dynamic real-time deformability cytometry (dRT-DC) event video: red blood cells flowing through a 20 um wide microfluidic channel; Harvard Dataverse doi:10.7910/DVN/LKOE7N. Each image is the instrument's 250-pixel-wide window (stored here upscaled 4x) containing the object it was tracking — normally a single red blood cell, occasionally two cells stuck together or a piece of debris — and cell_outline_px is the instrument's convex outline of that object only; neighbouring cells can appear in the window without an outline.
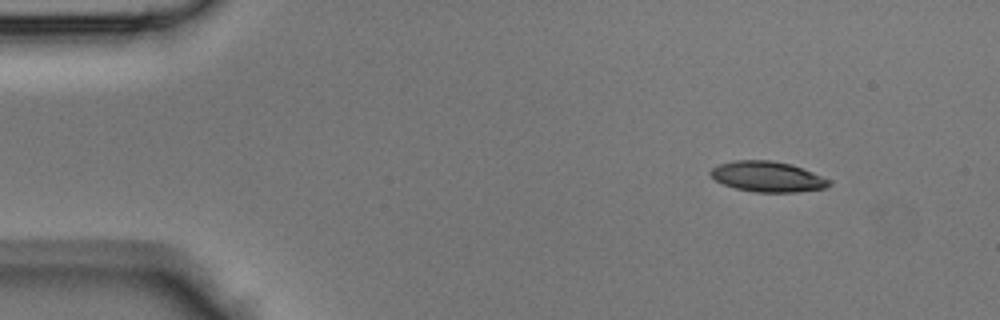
{"species": "Egyptian fruit bat (a non-hibernating species)", "species_latin": "Rousettus aegyptiacus", "temperature_condition": "room temperature", "stored_images_in_passage": 43, "camera_frame_rate_fps": 3000, "um_per_image_px": 0.085, "animal": {"sex": "male"}, "frame": {"image": 1, "passage_image": 4, "time_ms": 1.0, "image_size_px": [1000, 320], "cell_outline_px": [[832, 184], [824, 188], [796, 192], [756, 192], [736, 188], [724, 184], [716, 180], [708, 172], [712, 168], [720, 164], [736, 160], [772, 160], [792, 164], [832, 180]], "centroid_in_image_um": [65.27, 15.01], "position_along_channel_um": 19.7, "area_um2": 20.98}}
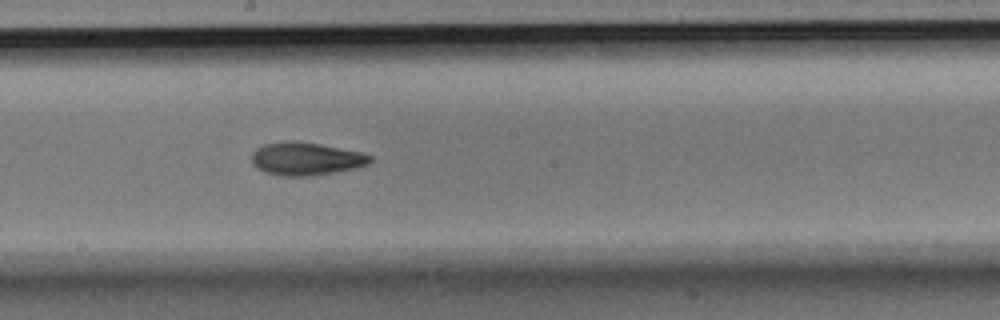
{"frame": {"image": 2, "passage_image": 23, "time_ms": 7.333, "image_size_px": [1000, 320], "cell_outline_px": [[372, 160], [368, 164], [356, 168], [312, 176], [280, 176], [264, 172], [256, 168], [252, 164], [252, 152], [256, 148], [264, 144], [288, 140], [296, 140], [320, 144], [360, 152], [372, 156]], "centroid_in_image_um": [25.97, 13.49], "position_along_channel_um": 222.2, "area_um2": 22.95}}
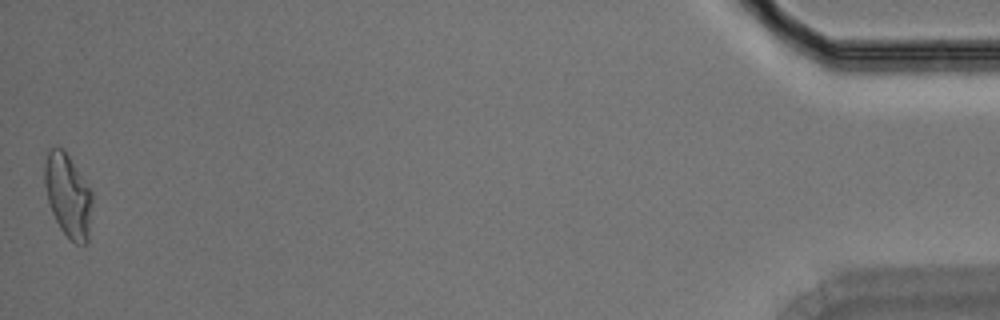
{"frame": {"image": 3, "passage_image": 43, "time_ms": 14.0, "image_size_px": [1000, 320], "cell_outline_px": [[92, 200], [88, 240], [84, 244], [76, 244], [60, 228], [52, 212], [48, 200], [44, 184], [44, 164], [48, 152], [52, 148], [64, 148], [92, 192]], "centroid_in_image_um": [5.77, 16.6], "position_along_channel_um": 429.4, "area_um2": 22.83}}